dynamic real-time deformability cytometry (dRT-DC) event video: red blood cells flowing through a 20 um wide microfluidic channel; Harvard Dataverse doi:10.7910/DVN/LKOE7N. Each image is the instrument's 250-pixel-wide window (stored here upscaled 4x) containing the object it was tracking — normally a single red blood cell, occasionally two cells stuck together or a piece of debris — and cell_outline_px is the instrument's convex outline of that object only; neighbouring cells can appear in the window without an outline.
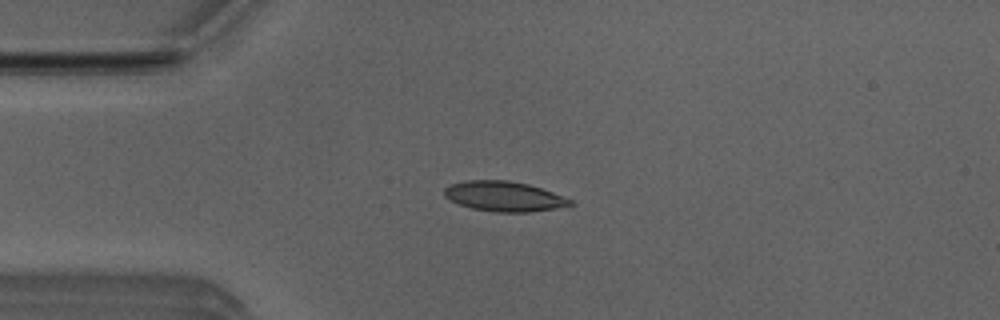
{"species": "Egyptian fruit bat (a non-hibernating species)", "species_latin": "Rousettus aegyptiacus", "temperature_condition": "room temperature", "stored_images_in_passage": 6, "camera_frame_rate_fps": 3000, "um_per_image_px": 0.085, "animal": {"sex": "male"}, "frame": {"image": 1, "passage_image": 3, "time_ms": 0.667, "image_size_px": [1000, 320], "cell_outline_px": [[576, 204], [556, 208], [528, 212], [496, 212], [472, 208], [460, 204], [444, 196], [444, 188], [452, 184], [468, 180], [508, 180], [528, 184], [552, 192], [572, 200]], "centroid_in_image_um": [42.86, 16.69], "position_along_channel_um": 42.1, "area_um2": 21.79}}